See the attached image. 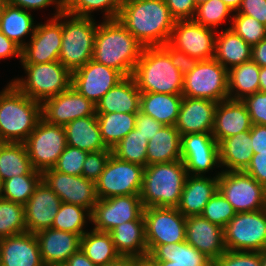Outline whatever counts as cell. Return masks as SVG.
I'll list each match as a JSON object with an SVG mask.
<instances>
[{"mask_svg": "<svg viewBox=\"0 0 266 266\" xmlns=\"http://www.w3.org/2000/svg\"><path fill=\"white\" fill-rule=\"evenodd\" d=\"M117 19L144 47L168 43L176 21L164 0L125 1Z\"/></svg>", "mask_w": 266, "mask_h": 266, "instance_id": "obj_1", "label": "cell"}, {"mask_svg": "<svg viewBox=\"0 0 266 266\" xmlns=\"http://www.w3.org/2000/svg\"><path fill=\"white\" fill-rule=\"evenodd\" d=\"M144 46L118 19L98 24L92 60L132 76Z\"/></svg>", "mask_w": 266, "mask_h": 266, "instance_id": "obj_2", "label": "cell"}, {"mask_svg": "<svg viewBox=\"0 0 266 266\" xmlns=\"http://www.w3.org/2000/svg\"><path fill=\"white\" fill-rule=\"evenodd\" d=\"M42 119V104L12 82L0 92V142L24 143Z\"/></svg>", "mask_w": 266, "mask_h": 266, "instance_id": "obj_3", "label": "cell"}, {"mask_svg": "<svg viewBox=\"0 0 266 266\" xmlns=\"http://www.w3.org/2000/svg\"><path fill=\"white\" fill-rule=\"evenodd\" d=\"M187 176L182 160L144 167L140 192L143 207L176 208Z\"/></svg>", "mask_w": 266, "mask_h": 266, "instance_id": "obj_4", "label": "cell"}, {"mask_svg": "<svg viewBox=\"0 0 266 266\" xmlns=\"http://www.w3.org/2000/svg\"><path fill=\"white\" fill-rule=\"evenodd\" d=\"M132 77L140 92L182 95L184 75L161 47H144Z\"/></svg>", "mask_w": 266, "mask_h": 266, "instance_id": "obj_5", "label": "cell"}, {"mask_svg": "<svg viewBox=\"0 0 266 266\" xmlns=\"http://www.w3.org/2000/svg\"><path fill=\"white\" fill-rule=\"evenodd\" d=\"M63 18L59 62L73 73L92 59L98 24L93 17L75 16L65 11Z\"/></svg>", "mask_w": 266, "mask_h": 266, "instance_id": "obj_6", "label": "cell"}, {"mask_svg": "<svg viewBox=\"0 0 266 266\" xmlns=\"http://www.w3.org/2000/svg\"><path fill=\"white\" fill-rule=\"evenodd\" d=\"M27 76L12 79L25 95L41 104L72 86V73L59 61L40 64H22Z\"/></svg>", "mask_w": 266, "mask_h": 266, "instance_id": "obj_7", "label": "cell"}, {"mask_svg": "<svg viewBox=\"0 0 266 266\" xmlns=\"http://www.w3.org/2000/svg\"><path fill=\"white\" fill-rule=\"evenodd\" d=\"M182 96L216 102L228 99V70L214 58L198 61L184 75Z\"/></svg>", "mask_w": 266, "mask_h": 266, "instance_id": "obj_8", "label": "cell"}, {"mask_svg": "<svg viewBox=\"0 0 266 266\" xmlns=\"http://www.w3.org/2000/svg\"><path fill=\"white\" fill-rule=\"evenodd\" d=\"M218 191L236 213L266 208V188L244 171H221Z\"/></svg>", "mask_w": 266, "mask_h": 266, "instance_id": "obj_9", "label": "cell"}, {"mask_svg": "<svg viewBox=\"0 0 266 266\" xmlns=\"http://www.w3.org/2000/svg\"><path fill=\"white\" fill-rule=\"evenodd\" d=\"M226 250L261 252L266 249V208L236 213L224 227Z\"/></svg>", "mask_w": 266, "mask_h": 266, "instance_id": "obj_10", "label": "cell"}, {"mask_svg": "<svg viewBox=\"0 0 266 266\" xmlns=\"http://www.w3.org/2000/svg\"><path fill=\"white\" fill-rule=\"evenodd\" d=\"M144 167L118 159L111 154L104 171L95 182L98 199L140 195Z\"/></svg>", "mask_w": 266, "mask_h": 266, "instance_id": "obj_11", "label": "cell"}, {"mask_svg": "<svg viewBox=\"0 0 266 266\" xmlns=\"http://www.w3.org/2000/svg\"><path fill=\"white\" fill-rule=\"evenodd\" d=\"M24 145L34 170L51 169L67 146L64 126L52 125L41 119Z\"/></svg>", "mask_w": 266, "mask_h": 266, "instance_id": "obj_12", "label": "cell"}, {"mask_svg": "<svg viewBox=\"0 0 266 266\" xmlns=\"http://www.w3.org/2000/svg\"><path fill=\"white\" fill-rule=\"evenodd\" d=\"M147 245L185 241L186 217L177 208L147 207L143 210Z\"/></svg>", "mask_w": 266, "mask_h": 266, "instance_id": "obj_13", "label": "cell"}, {"mask_svg": "<svg viewBox=\"0 0 266 266\" xmlns=\"http://www.w3.org/2000/svg\"><path fill=\"white\" fill-rule=\"evenodd\" d=\"M143 210L140 195L98 199L91 212L93 230L109 233L114 227L124 222L144 220Z\"/></svg>", "mask_w": 266, "mask_h": 266, "instance_id": "obj_14", "label": "cell"}, {"mask_svg": "<svg viewBox=\"0 0 266 266\" xmlns=\"http://www.w3.org/2000/svg\"><path fill=\"white\" fill-rule=\"evenodd\" d=\"M63 12L47 23L37 24L29 43L22 48L21 64H40L59 61L62 42Z\"/></svg>", "mask_w": 266, "mask_h": 266, "instance_id": "obj_15", "label": "cell"}, {"mask_svg": "<svg viewBox=\"0 0 266 266\" xmlns=\"http://www.w3.org/2000/svg\"><path fill=\"white\" fill-rule=\"evenodd\" d=\"M216 30L193 20H177L169 44L199 61L214 58Z\"/></svg>", "mask_w": 266, "mask_h": 266, "instance_id": "obj_16", "label": "cell"}, {"mask_svg": "<svg viewBox=\"0 0 266 266\" xmlns=\"http://www.w3.org/2000/svg\"><path fill=\"white\" fill-rule=\"evenodd\" d=\"M42 180L63 203L86 208L90 213L97 203L95 182L82 175H68L53 168L42 172Z\"/></svg>", "mask_w": 266, "mask_h": 266, "instance_id": "obj_17", "label": "cell"}, {"mask_svg": "<svg viewBox=\"0 0 266 266\" xmlns=\"http://www.w3.org/2000/svg\"><path fill=\"white\" fill-rule=\"evenodd\" d=\"M181 143V160L188 175L204 176L215 166L221 167L218 142L212 133H189L181 136Z\"/></svg>", "mask_w": 266, "mask_h": 266, "instance_id": "obj_18", "label": "cell"}, {"mask_svg": "<svg viewBox=\"0 0 266 266\" xmlns=\"http://www.w3.org/2000/svg\"><path fill=\"white\" fill-rule=\"evenodd\" d=\"M87 116H96V105L73 86L42 103V119L52 125L65 126Z\"/></svg>", "mask_w": 266, "mask_h": 266, "instance_id": "obj_19", "label": "cell"}, {"mask_svg": "<svg viewBox=\"0 0 266 266\" xmlns=\"http://www.w3.org/2000/svg\"><path fill=\"white\" fill-rule=\"evenodd\" d=\"M124 78L125 76L116 69L91 59L72 73V86L96 105L112 87Z\"/></svg>", "mask_w": 266, "mask_h": 266, "instance_id": "obj_20", "label": "cell"}, {"mask_svg": "<svg viewBox=\"0 0 266 266\" xmlns=\"http://www.w3.org/2000/svg\"><path fill=\"white\" fill-rule=\"evenodd\" d=\"M62 201L43 180L24 204L27 232L37 233L51 228Z\"/></svg>", "mask_w": 266, "mask_h": 266, "instance_id": "obj_21", "label": "cell"}, {"mask_svg": "<svg viewBox=\"0 0 266 266\" xmlns=\"http://www.w3.org/2000/svg\"><path fill=\"white\" fill-rule=\"evenodd\" d=\"M185 241L212 261L227 251L224 243V228L211 223L202 215L186 218Z\"/></svg>", "mask_w": 266, "mask_h": 266, "instance_id": "obj_22", "label": "cell"}, {"mask_svg": "<svg viewBox=\"0 0 266 266\" xmlns=\"http://www.w3.org/2000/svg\"><path fill=\"white\" fill-rule=\"evenodd\" d=\"M45 266L64 265L81 247V236L58 229H43L35 233Z\"/></svg>", "mask_w": 266, "mask_h": 266, "instance_id": "obj_23", "label": "cell"}, {"mask_svg": "<svg viewBox=\"0 0 266 266\" xmlns=\"http://www.w3.org/2000/svg\"><path fill=\"white\" fill-rule=\"evenodd\" d=\"M216 101L183 96L175 124L180 135L212 133Z\"/></svg>", "mask_w": 266, "mask_h": 266, "instance_id": "obj_24", "label": "cell"}, {"mask_svg": "<svg viewBox=\"0 0 266 266\" xmlns=\"http://www.w3.org/2000/svg\"><path fill=\"white\" fill-rule=\"evenodd\" d=\"M0 262L1 266H45L35 233L0 239Z\"/></svg>", "mask_w": 266, "mask_h": 266, "instance_id": "obj_25", "label": "cell"}, {"mask_svg": "<svg viewBox=\"0 0 266 266\" xmlns=\"http://www.w3.org/2000/svg\"><path fill=\"white\" fill-rule=\"evenodd\" d=\"M252 122L242 100L225 99L217 103L212 135L221 140L251 130Z\"/></svg>", "mask_w": 266, "mask_h": 266, "instance_id": "obj_26", "label": "cell"}, {"mask_svg": "<svg viewBox=\"0 0 266 266\" xmlns=\"http://www.w3.org/2000/svg\"><path fill=\"white\" fill-rule=\"evenodd\" d=\"M193 176L188 175L181 193L177 210L186 218L203 213L205 205L218 190V176Z\"/></svg>", "mask_w": 266, "mask_h": 266, "instance_id": "obj_27", "label": "cell"}, {"mask_svg": "<svg viewBox=\"0 0 266 266\" xmlns=\"http://www.w3.org/2000/svg\"><path fill=\"white\" fill-rule=\"evenodd\" d=\"M141 92L132 76L112 87L96 104V113H138Z\"/></svg>", "mask_w": 266, "mask_h": 266, "instance_id": "obj_28", "label": "cell"}, {"mask_svg": "<svg viewBox=\"0 0 266 266\" xmlns=\"http://www.w3.org/2000/svg\"><path fill=\"white\" fill-rule=\"evenodd\" d=\"M64 130L68 146L86 152L110 149L103 142L96 116L72 120L64 126Z\"/></svg>", "mask_w": 266, "mask_h": 266, "instance_id": "obj_29", "label": "cell"}, {"mask_svg": "<svg viewBox=\"0 0 266 266\" xmlns=\"http://www.w3.org/2000/svg\"><path fill=\"white\" fill-rule=\"evenodd\" d=\"M117 252L121 256L145 259L148 247L145 238V221L133 220L114 227L110 232Z\"/></svg>", "mask_w": 266, "mask_h": 266, "instance_id": "obj_30", "label": "cell"}, {"mask_svg": "<svg viewBox=\"0 0 266 266\" xmlns=\"http://www.w3.org/2000/svg\"><path fill=\"white\" fill-rule=\"evenodd\" d=\"M250 130L230 136L218 143L220 166L223 171H244L253 156Z\"/></svg>", "mask_w": 266, "mask_h": 266, "instance_id": "obj_31", "label": "cell"}, {"mask_svg": "<svg viewBox=\"0 0 266 266\" xmlns=\"http://www.w3.org/2000/svg\"><path fill=\"white\" fill-rule=\"evenodd\" d=\"M216 32L214 59L227 70L251 60L252 47L231 28Z\"/></svg>", "mask_w": 266, "mask_h": 266, "instance_id": "obj_32", "label": "cell"}, {"mask_svg": "<svg viewBox=\"0 0 266 266\" xmlns=\"http://www.w3.org/2000/svg\"><path fill=\"white\" fill-rule=\"evenodd\" d=\"M150 261H173L183 266H207L211 259L186 241L162 245H147Z\"/></svg>", "mask_w": 266, "mask_h": 266, "instance_id": "obj_33", "label": "cell"}, {"mask_svg": "<svg viewBox=\"0 0 266 266\" xmlns=\"http://www.w3.org/2000/svg\"><path fill=\"white\" fill-rule=\"evenodd\" d=\"M182 99V95L141 92L140 112L163 125L175 126Z\"/></svg>", "mask_w": 266, "mask_h": 266, "instance_id": "obj_34", "label": "cell"}, {"mask_svg": "<svg viewBox=\"0 0 266 266\" xmlns=\"http://www.w3.org/2000/svg\"><path fill=\"white\" fill-rule=\"evenodd\" d=\"M181 135L175 126L164 125L149 140L147 165L181 160Z\"/></svg>", "mask_w": 266, "mask_h": 266, "instance_id": "obj_35", "label": "cell"}, {"mask_svg": "<svg viewBox=\"0 0 266 266\" xmlns=\"http://www.w3.org/2000/svg\"><path fill=\"white\" fill-rule=\"evenodd\" d=\"M20 175H42L34 170L24 143L0 142L1 183Z\"/></svg>", "mask_w": 266, "mask_h": 266, "instance_id": "obj_36", "label": "cell"}, {"mask_svg": "<svg viewBox=\"0 0 266 266\" xmlns=\"http://www.w3.org/2000/svg\"><path fill=\"white\" fill-rule=\"evenodd\" d=\"M35 28L34 18L28 10L6 2L0 17V31L4 35L23 48L26 45V42L22 40L23 37L28 34L32 37Z\"/></svg>", "mask_w": 266, "mask_h": 266, "instance_id": "obj_37", "label": "cell"}, {"mask_svg": "<svg viewBox=\"0 0 266 266\" xmlns=\"http://www.w3.org/2000/svg\"><path fill=\"white\" fill-rule=\"evenodd\" d=\"M260 67L252 60L228 70L229 99L243 100L259 91Z\"/></svg>", "mask_w": 266, "mask_h": 266, "instance_id": "obj_38", "label": "cell"}, {"mask_svg": "<svg viewBox=\"0 0 266 266\" xmlns=\"http://www.w3.org/2000/svg\"><path fill=\"white\" fill-rule=\"evenodd\" d=\"M105 145L113 149L134 128L137 113H96Z\"/></svg>", "mask_w": 266, "mask_h": 266, "instance_id": "obj_39", "label": "cell"}, {"mask_svg": "<svg viewBox=\"0 0 266 266\" xmlns=\"http://www.w3.org/2000/svg\"><path fill=\"white\" fill-rule=\"evenodd\" d=\"M80 248L96 266H106L121 256L110 233L93 229L81 237Z\"/></svg>", "mask_w": 266, "mask_h": 266, "instance_id": "obj_40", "label": "cell"}, {"mask_svg": "<svg viewBox=\"0 0 266 266\" xmlns=\"http://www.w3.org/2000/svg\"><path fill=\"white\" fill-rule=\"evenodd\" d=\"M125 0H64V11L68 14L92 18L91 13L104 10L103 20L117 19Z\"/></svg>", "mask_w": 266, "mask_h": 266, "instance_id": "obj_41", "label": "cell"}, {"mask_svg": "<svg viewBox=\"0 0 266 266\" xmlns=\"http://www.w3.org/2000/svg\"><path fill=\"white\" fill-rule=\"evenodd\" d=\"M86 219L91 221V213L78 205L61 203L52 225V229L67 231L83 236L87 231Z\"/></svg>", "mask_w": 266, "mask_h": 266, "instance_id": "obj_42", "label": "cell"}, {"mask_svg": "<svg viewBox=\"0 0 266 266\" xmlns=\"http://www.w3.org/2000/svg\"><path fill=\"white\" fill-rule=\"evenodd\" d=\"M148 143L149 141L134 128L112 149V154L120 160L146 167Z\"/></svg>", "mask_w": 266, "mask_h": 266, "instance_id": "obj_43", "label": "cell"}, {"mask_svg": "<svg viewBox=\"0 0 266 266\" xmlns=\"http://www.w3.org/2000/svg\"><path fill=\"white\" fill-rule=\"evenodd\" d=\"M42 180V175H20L1 183L0 197L24 205Z\"/></svg>", "mask_w": 266, "mask_h": 266, "instance_id": "obj_44", "label": "cell"}, {"mask_svg": "<svg viewBox=\"0 0 266 266\" xmlns=\"http://www.w3.org/2000/svg\"><path fill=\"white\" fill-rule=\"evenodd\" d=\"M27 232L24 205L0 197V239Z\"/></svg>", "mask_w": 266, "mask_h": 266, "instance_id": "obj_45", "label": "cell"}, {"mask_svg": "<svg viewBox=\"0 0 266 266\" xmlns=\"http://www.w3.org/2000/svg\"><path fill=\"white\" fill-rule=\"evenodd\" d=\"M233 13L222 0H208L196 7L193 21L216 30Z\"/></svg>", "mask_w": 266, "mask_h": 266, "instance_id": "obj_46", "label": "cell"}, {"mask_svg": "<svg viewBox=\"0 0 266 266\" xmlns=\"http://www.w3.org/2000/svg\"><path fill=\"white\" fill-rule=\"evenodd\" d=\"M229 18L232 22L228 28H231L251 47L266 38V26L255 18L237 12Z\"/></svg>", "mask_w": 266, "mask_h": 266, "instance_id": "obj_47", "label": "cell"}, {"mask_svg": "<svg viewBox=\"0 0 266 266\" xmlns=\"http://www.w3.org/2000/svg\"><path fill=\"white\" fill-rule=\"evenodd\" d=\"M235 214L236 212L232 205L217 190L205 205L201 215L211 223H215L224 228Z\"/></svg>", "mask_w": 266, "mask_h": 266, "instance_id": "obj_48", "label": "cell"}, {"mask_svg": "<svg viewBox=\"0 0 266 266\" xmlns=\"http://www.w3.org/2000/svg\"><path fill=\"white\" fill-rule=\"evenodd\" d=\"M87 154L88 152L84 150L67 145L53 169L63 174L75 176L82 175V169Z\"/></svg>", "mask_w": 266, "mask_h": 266, "instance_id": "obj_49", "label": "cell"}, {"mask_svg": "<svg viewBox=\"0 0 266 266\" xmlns=\"http://www.w3.org/2000/svg\"><path fill=\"white\" fill-rule=\"evenodd\" d=\"M214 262L217 266H262L261 252L227 250Z\"/></svg>", "mask_w": 266, "mask_h": 266, "instance_id": "obj_50", "label": "cell"}, {"mask_svg": "<svg viewBox=\"0 0 266 266\" xmlns=\"http://www.w3.org/2000/svg\"><path fill=\"white\" fill-rule=\"evenodd\" d=\"M111 154L112 149L88 152L82 169V176L96 182L104 171Z\"/></svg>", "mask_w": 266, "mask_h": 266, "instance_id": "obj_51", "label": "cell"}, {"mask_svg": "<svg viewBox=\"0 0 266 266\" xmlns=\"http://www.w3.org/2000/svg\"><path fill=\"white\" fill-rule=\"evenodd\" d=\"M252 124L266 125V92H255L243 100Z\"/></svg>", "mask_w": 266, "mask_h": 266, "instance_id": "obj_52", "label": "cell"}, {"mask_svg": "<svg viewBox=\"0 0 266 266\" xmlns=\"http://www.w3.org/2000/svg\"><path fill=\"white\" fill-rule=\"evenodd\" d=\"M161 47L170 55L172 64L183 75L192 71L199 61L198 59L190 57L188 54L173 48L169 43H166Z\"/></svg>", "mask_w": 266, "mask_h": 266, "instance_id": "obj_53", "label": "cell"}, {"mask_svg": "<svg viewBox=\"0 0 266 266\" xmlns=\"http://www.w3.org/2000/svg\"><path fill=\"white\" fill-rule=\"evenodd\" d=\"M171 16L177 20H192L196 11L194 0H164Z\"/></svg>", "mask_w": 266, "mask_h": 266, "instance_id": "obj_54", "label": "cell"}, {"mask_svg": "<svg viewBox=\"0 0 266 266\" xmlns=\"http://www.w3.org/2000/svg\"><path fill=\"white\" fill-rule=\"evenodd\" d=\"M236 12L253 17L266 26V0H242Z\"/></svg>", "mask_w": 266, "mask_h": 266, "instance_id": "obj_55", "label": "cell"}, {"mask_svg": "<svg viewBox=\"0 0 266 266\" xmlns=\"http://www.w3.org/2000/svg\"><path fill=\"white\" fill-rule=\"evenodd\" d=\"M8 4L20 7L24 10H37L45 8L49 5H55L56 12L53 17H56L64 11V0H6Z\"/></svg>", "mask_w": 266, "mask_h": 266, "instance_id": "obj_56", "label": "cell"}, {"mask_svg": "<svg viewBox=\"0 0 266 266\" xmlns=\"http://www.w3.org/2000/svg\"><path fill=\"white\" fill-rule=\"evenodd\" d=\"M244 172L266 188V152L253 154Z\"/></svg>", "mask_w": 266, "mask_h": 266, "instance_id": "obj_57", "label": "cell"}, {"mask_svg": "<svg viewBox=\"0 0 266 266\" xmlns=\"http://www.w3.org/2000/svg\"><path fill=\"white\" fill-rule=\"evenodd\" d=\"M164 125L157 122L151 116L145 115L142 112L137 113L135 128L141 133L148 141L153 138Z\"/></svg>", "mask_w": 266, "mask_h": 266, "instance_id": "obj_58", "label": "cell"}, {"mask_svg": "<svg viewBox=\"0 0 266 266\" xmlns=\"http://www.w3.org/2000/svg\"><path fill=\"white\" fill-rule=\"evenodd\" d=\"M250 136L253 154L266 152V125L252 124Z\"/></svg>", "mask_w": 266, "mask_h": 266, "instance_id": "obj_59", "label": "cell"}, {"mask_svg": "<svg viewBox=\"0 0 266 266\" xmlns=\"http://www.w3.org/2000/svg\"><path fill=\"white\" fill-rule=\"evenodd\" d=\"M13 56L19 57L21 61L22 48L0 31V59H5Z\"/></svg>", "mask_w": 266, "mask_h": 266, "instance_id": "obj_60", "label": "cell"}, {"mask_svg": "<svg viewBox=\"0 0 266 266\" xmlns=\"http://www.w3.org/2000/svg\"><path fill=\"white\" fill-rule=\"evenodd\" d=\"M251 60L259 67H266V38L252 46Z\"/></svg>", "mask_w": 266, "mask_h": 266, "instance_id": "obj_61", "label": "cell"}, {"mask_svg": "<svg viewBox=\"0 0 266 266\" xmlns=\"http://www.w3.org/2000/svg\"><path fill=\"white\" fill-rule=\"evenodd\" d=\"M63 266H96L81 250L73 253Z\"/></svg>", "mask_w": 266, "mask_h": 266, "instance_id": "obj_62", "label": "cell"}, {"mask_svg": "<svg viewBox=\"0 0 266 266\" xmlns=\"http://www.w3.org/2000/svg\"><path fill=\"white\" fill-rule=\"evenodd\" d=\"M106 266H138V257L120 256L117 260Z\"/></svg>", "mask_w": 266, "mask_h": 266, "instance_id": "obj_63", "label": "cell"}, {"mask_svg": "<svg viewBox=\"0 0 266 266\" xmlns=\"http://www.w3.org/2000/svg\"><path fill=\"white\" fill-rule=\"evenodd\" d=\"M259 91L266 92V67H260Z\"/></svg>", "mask_w": 266, "mask_h": 266, "instance_id": "obj_64", "label": "cell"}, {"mask_svg": "<svg viewBox=\"0 0 266 266\" xmlns=\"http://www.w3.org/2000/svg\"><path fill=\"white\" fill-rule=\"evenodd\" d=\"M233 12H236L242 0H222Z\"/></svg>", "mask_w": 266, "mask_h": 266, "instance_id": "obj_65", "label": "cell"}, {"mask_svg": "<svg viewBox=\"0 0 266 266\" xmlns=\"http://www.w3.org/2000/svg\"><path fill=\"white\" fill-rule=\"evenodd\" d=\"M155 266H183L173 264V261H151Z\"/></svg>", "mask_w": 266, "mask_h": 266, "instance_id": "obj_66", "label": "cell"}, {"mask_svg": "<svg viewBox=\"0 0 266 266\" xmlns=\"http://www.w3.org/2000/svg\"><path fill=\"white\" fill-rule=\"evenodd\" d=\"M138 266H155L148 258H138Z\"/></svg>", "mask_w": 266, "mask_h": 266, "instance_id": "obj_67", "label": "cell"}, {"mask_svg": "<svg viewBox=\"0 0 266 266\" xmlns=\"http://www.w3.org/2000/svg\"><path fill=\"white\" fill-rule=\"evenodd\" d=\"M261 261H262V266H266V249L261 251Z\"/></svg>", "mask_w": 266, "mask_h": 266, "instance_id": "obj_68", "label": "cell"}, {"mask_svg": "<svg viewBox=\"0 0 266 266\" xmlns=\"http://www.w3.org/2000/svg\"><path fill=\"white\" fill-rule=\"evenodd\" d=\"M5 4H6V0H0V17H1V13L3 11Z\"/></svg>", "mask_w": 266, "mask_h": 266, "instance_id": "obj_69", "label": "cell"}, {"mask_svg": "<svg viewBox=\"0 0 266 266\" xmlns=\"http://www.w3.org/2000/svg\"><path fill=\"white\" fill-rule=\"evenodd\" d=\"M206 1H208V0H194V2L196 4V7L201 5V4H203V3H205Z\"/></svg>", "mask_w": 266, "mask_h": 266, "instance_id": "obj_70", "label": "cell"}, {"mask_svg": "<svg viewBox=\"0 0 266 266\" xmlns=\"http://www.w3.org/2000/svg\"><path fill=\"white\" fill-rule=\"evenodd\" d=\"M207 266H217L214 261L210 262Z\"/></svg>", "mask_w": 266, "mask_h": 266, "instance_id": "obj_71", "label": "cell"}]
</instances>
